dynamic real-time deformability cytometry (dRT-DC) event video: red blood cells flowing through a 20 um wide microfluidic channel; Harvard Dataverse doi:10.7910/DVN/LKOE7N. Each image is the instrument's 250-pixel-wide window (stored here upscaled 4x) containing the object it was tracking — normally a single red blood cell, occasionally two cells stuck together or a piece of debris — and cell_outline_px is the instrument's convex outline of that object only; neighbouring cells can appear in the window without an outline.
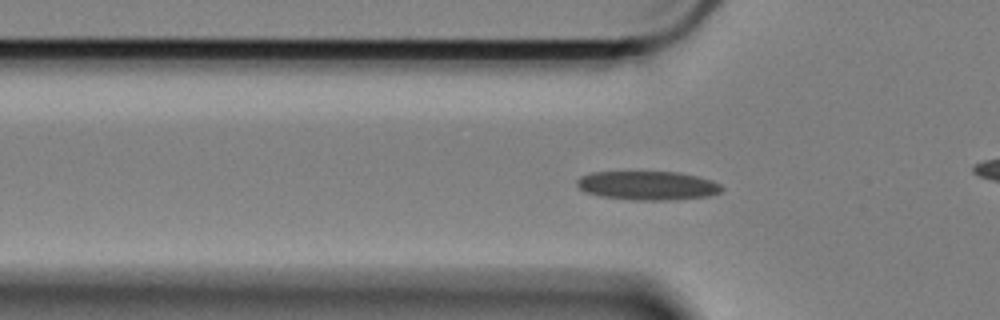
{"species": "Egyptian fruit bat (a non-hibernating species)", "species_latin": "Rousettus aegyptiacus", "temperature_condition": "cold", "stored_images_in_passage": 52, "camera_frame_rate_fps": 3000, "um_per_image_px": 0.085, "animal": {"sex": "female"}, "frame": {"image": 1, "passage_image": 18, "time_ms": 5.667, "image_size_px": [1000, 320], "cell_outline_px": [[724, 188], [720, 192], [708, 196], [672, 200], [632, 200], [600, 196], [584, 192], [576, 184], [576, 180], [580, 176], [592, 172], [680, 172], [712, 180], [720, 184]], "centroid_in_image_um": [55.04, 15.77], "position_along_channel_um": 70.8, "area_um2": 24.51}}
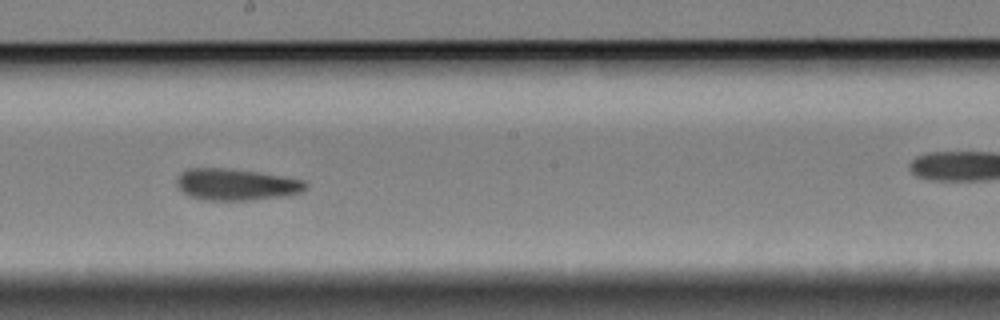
{"frame": {"image": 2, "passage_image": 32, "time_ms": 10.333, "image_size_px": [1000, 320], "cell_outline_px": [[308, 188], [292, 196], [252, 200], [200, 200], [188, 196], [176, 184], [176, 180], [180, 172], [188, 168], [224, 168], [256, 172], [304, 180], [308, 184]], "centroid_in_image_um": [20.09, 15.7], "position_along_channel_um": 228.1, "area_um2": 23.99}}
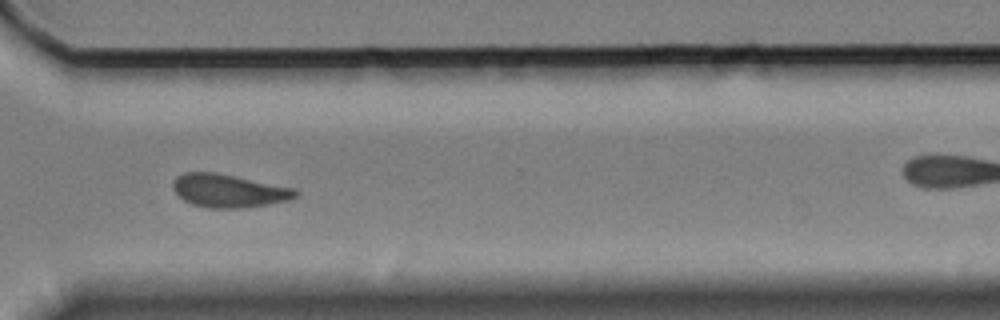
{"frame": {"image": 3, "passage_image": 43, "time_ms": 14.0, "image_size_px": [1000, 320], "cell_outline_px": [[296, 196], [288, 200], [268, 204], [244, 208], [208, 208], [192, 204], [184, 200], [172, 188], [172, 184], [176, 176], [184, 172], [216, 172], [236, 176], [292, 188], [296, 192]], "centroid_in_image_um": [19.38, 16.21], "position_along_channel_um": 351.2, "area_um2": 23.47}, "authors_computed_cell_mechanics": {"area_um2": 23.7269, "velocity_mm_per_s": 3.3527, "shape_relaxation_time_tau1_ms": null, "shape_relaxation_time_tau2_ms": 7.6306, "deformation_change_tau1": null, "deformation_change_tau2": 0.1252}}